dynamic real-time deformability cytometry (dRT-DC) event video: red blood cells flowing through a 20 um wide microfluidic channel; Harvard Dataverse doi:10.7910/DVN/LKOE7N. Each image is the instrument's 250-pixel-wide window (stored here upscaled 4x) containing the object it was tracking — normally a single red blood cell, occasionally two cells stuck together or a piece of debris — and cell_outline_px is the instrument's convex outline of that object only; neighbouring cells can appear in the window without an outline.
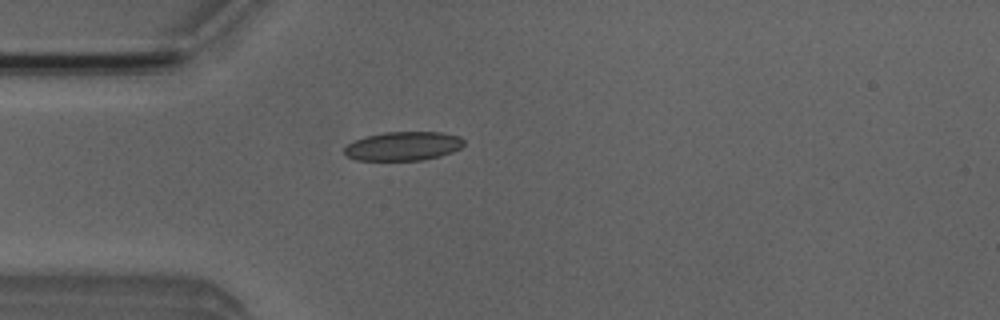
{"species": "Egyptian fruit bat (a non-hibernating species)", "species_latin": "Rousettus aegyptiacus", "temperature_condition": "room temperature", "stored_images_in_passage": 2, "camera_frame_rate_fps": 3000, "um_per_image_px": 0.085, "animal": {"sex": "male"}, "frame": {"image": 1, "passage_image": 2, "time_ms": 1.333, "image_size_px": [1000, 320], "cell_outline_px": [[464, 144], [460, 148], [452, 152], [440, 156], [424, 160], [356, 160], [348, 156], [344, 152], [344, 148], [348, 144], [364, 136], [384, 132], [440, 132], [460, 136], [464, 140]], "centroid_in_image_um": [34.29, 12.41], "position_along_channel_um": 50.7, "area_um2": 20.17}}